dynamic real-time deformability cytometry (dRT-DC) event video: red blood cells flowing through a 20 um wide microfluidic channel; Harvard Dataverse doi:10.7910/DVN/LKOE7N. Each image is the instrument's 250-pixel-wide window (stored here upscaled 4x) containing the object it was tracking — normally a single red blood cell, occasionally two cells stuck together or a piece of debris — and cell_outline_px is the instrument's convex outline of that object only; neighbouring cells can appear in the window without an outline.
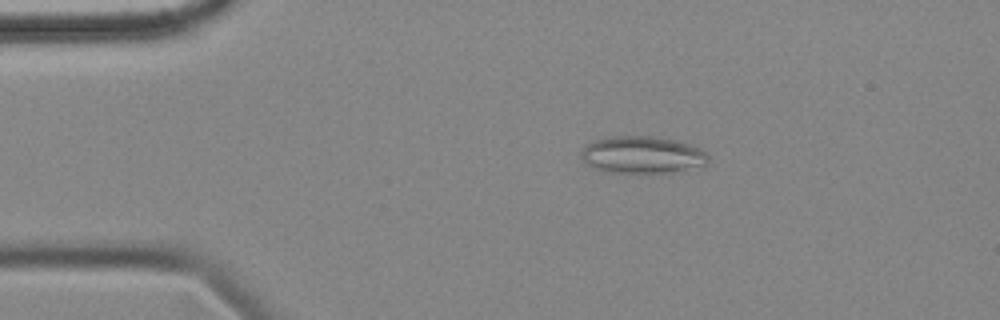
{"species": "common noctule bat (a hibernating species)", "species_latin": "Nyctalus noctula", "temperature_condition": "cold", "stored_images_in_passage": 56, "camera_frame_rate_fps": 3000, "um_per_image_px": 0.085, "animal": {"sex": "female", "body_mass_g": 18.4}, "frame": {"image": 1, "passage_image": 10, "time_ms": 3.0, "image_size_px": [1000, 320], "cell_outline_px": [[708, 160], [704, 164], [668, 172], [640, 176], [604, 172], [588, 164], [580, 156], [580, 152], [584, 144], [596, 140], [612, 136], [656, 136], [676, 140], [700, 148], [708, 156]], "centroid_in_image_um": [54.51, 13.19], "position_along_channel_um": 30.5, "area_um2": 28.03}}
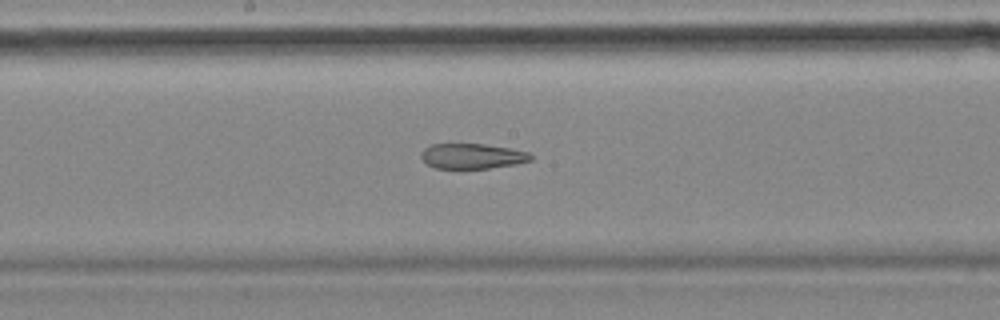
{"frame": {"image": 2, "passage_image": 29, "time_ms": 9.333, "image_size_px": [1000, 320], "cell_outline_px": [[532, 160], [516, 164], [488, 168], [436, 168], [428, 164], [420, 156], [420, 152], [424, 148], [432, 144], [484, 144], [508, 148], [528, 152], [532, 156]], "centroid_in_image_um": [40.12, 13.26], "position_along_channel_um": 208.1, "area_um2": 15.95}}
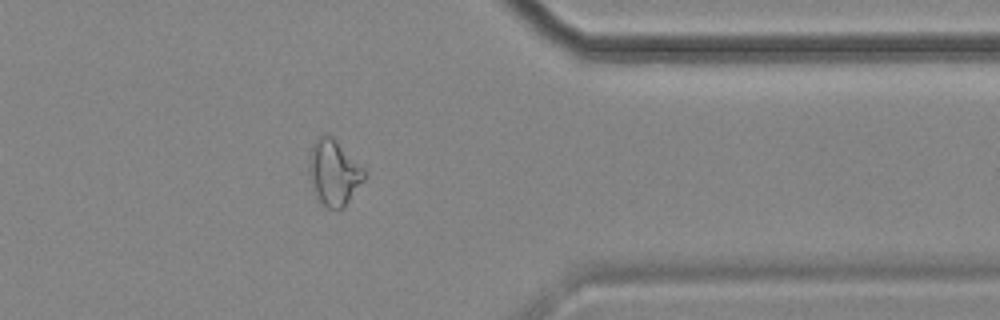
{"frame": {"image": 3, "passage_image": 45, "time_ms": 14.667, "image_size_px": [1000, 320], "cell_outline_px": [[368, 176], [344, 208], [340, 212], [324, 208], [308, 176], [308, 160], [312, 144], [324, 132], [328, 132], [368, 172]], "centroid_in_image_um": [28.4, 14.69], "position_along_channel_um": 383.0, "area_um2": 21.73}, "authors_computed_cell_mechanics": {"area_um2": 22.3686, "velocity_mm_per_s": 3.5184, "shape_relaxation_time_tau1_ms": null, "shape_relaxation_time_tau2_ms": 5.2033, "deformation_change_tau1": null, "deformation_change_tau2": 0.1521}}